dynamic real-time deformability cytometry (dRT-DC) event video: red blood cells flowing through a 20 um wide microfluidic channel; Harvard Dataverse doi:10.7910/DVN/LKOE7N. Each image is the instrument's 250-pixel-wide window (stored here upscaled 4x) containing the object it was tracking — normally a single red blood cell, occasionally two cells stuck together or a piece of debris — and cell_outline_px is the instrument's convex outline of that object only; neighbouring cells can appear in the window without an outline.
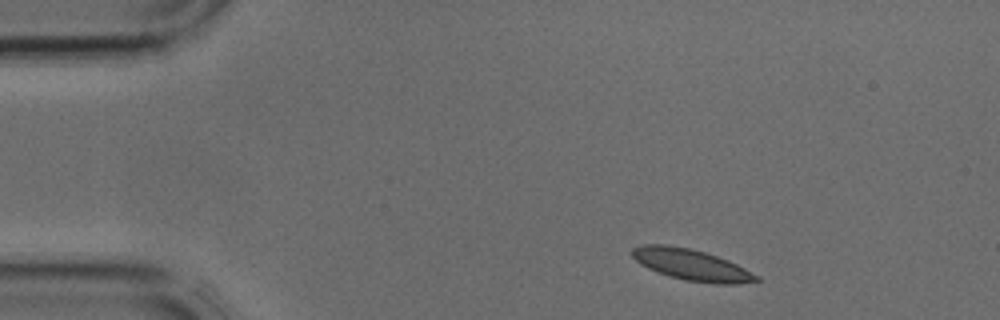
{"species": "common noctule bat (a hibernating species)", "species_latin": "Nyctalus noctula", "temperature_condition": "cold", "stored_images_in_passage": 4, "camera_frame_rate_fps": 3000, "um_per_image_px": 0.085, "animal": {"sex": "male", "body_mass_g": 17.9, "forearm_length_mm": 54.2}, "frame": {"image": 1, "passage_image": 1, "time_ms": 0.0, "image_size_px": [1000, 320], "cell_outline_px": [[760, 280], [740, 284], [716, 284], [684, 280], [668, 276], [648, 268], [640, 264], [632, 256], [632, 248], [644, 244], [664, 244], [688, 248], [704, 252], [728, 260], [760, 276]], "centroid_in_image_um": [58.78, 22.52], "position_along_channel_um": 26.2, "area_um2": 22.54}}
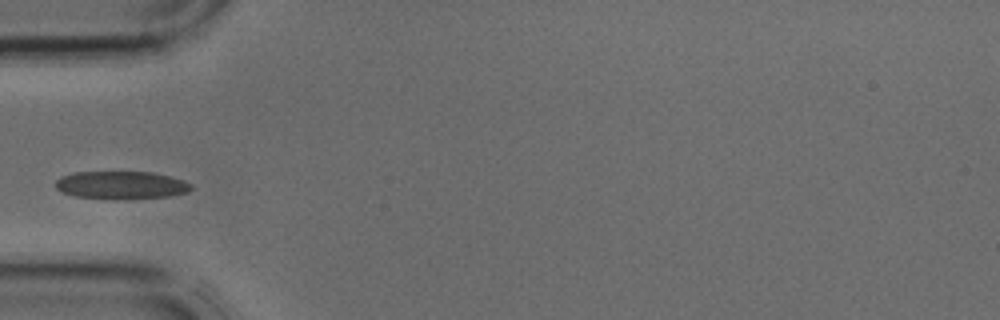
{"frame": {"image": 2, "passage_image": 3, "time_ms": 0.667, "image_size_px": [1000, 320], "cell_outline_px": [[192, 188], [188, 192], [172, 196], [116, 200], [112, 200], [76, 196], [64, 192], [56, 188], [56, 180], [60, 176], [72, 172], [152, 172], [172, 176], [184, 180], [192, 184]], "centroid_in_image_um": [10.34, 15.74], "position_along_channel_um": 74.7, "area_um2": 22.37}}